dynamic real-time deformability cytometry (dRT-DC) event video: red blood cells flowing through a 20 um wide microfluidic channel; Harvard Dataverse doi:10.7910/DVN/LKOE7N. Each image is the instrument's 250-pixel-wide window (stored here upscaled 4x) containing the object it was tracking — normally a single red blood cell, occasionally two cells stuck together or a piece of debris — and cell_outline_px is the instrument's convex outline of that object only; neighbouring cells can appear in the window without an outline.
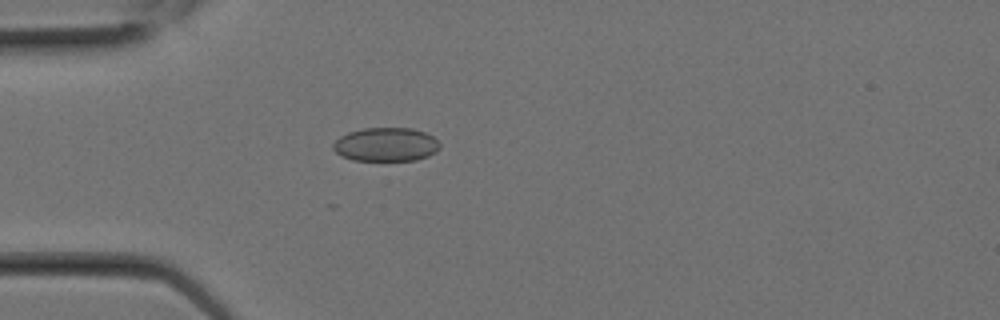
{"species": "Egyptian fruit bat (a non-hibernating species)", "species_latin": "Rousettus aegyptiacus", "temperature_condition": "room temperature", "stored_images_in_passage": 3, "camera_frame_rate_fps": 3000, "um_per_image_px": 0.085, "animal": {"sex": "female"}, "frame": {"image": 1, "passage_image": 2, "time_ms": 0.333, "image_size_px": [1000, 320], "cell_outline_px": [[440, 148], [436, 152], [428, 156], [416, 160], [352, 160], [340, 156], [332, 148], [332, 144], [340, 136], [348, 132], [364, 128], [412, 128], [424, 132], [432, 136], [440, 144]], "centroid_in_image_um": [32.79, 12.28], "position_along_channel_um": 52.2, "area_um2": 21.04}}